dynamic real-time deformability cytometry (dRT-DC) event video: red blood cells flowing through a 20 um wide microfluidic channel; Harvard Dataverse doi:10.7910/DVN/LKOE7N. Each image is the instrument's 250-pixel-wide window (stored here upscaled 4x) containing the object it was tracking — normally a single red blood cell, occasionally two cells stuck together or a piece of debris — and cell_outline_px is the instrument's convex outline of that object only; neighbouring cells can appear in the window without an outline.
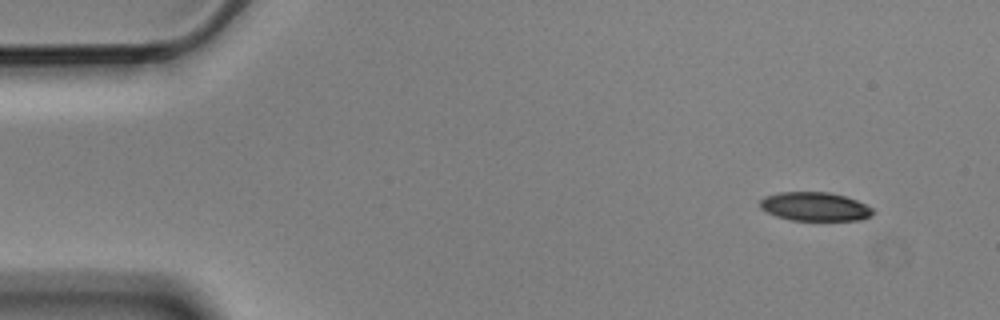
{"species": "Egyptian fruit bat (a non-hibernating species)", "species_latin": "Rousettus aegyptiacus", "temperature_condition": "cold", "stored_images_in_passage": 3, "camera_frame_rate_fps": 3000, "um_per_image_px": 0.085, "animal": {"sex": "male"}, "frame": {"image": 1, "passage_image": 1, "time_ms": 0.0, "image_size_px": [1000, 320], "cell_outline_px": [[876, 212], [872, 216], [860, 220], [792, 220], [776, 216], [760, 208], [760, 200], [764, 196], [780, 192], [828, 192], [844, 196], [856, 200], [872, 208]], "centroid_in_image_um": [69.27, 17.56], "position_along_channel_um": 15.7, "area_um2": 18.9}}
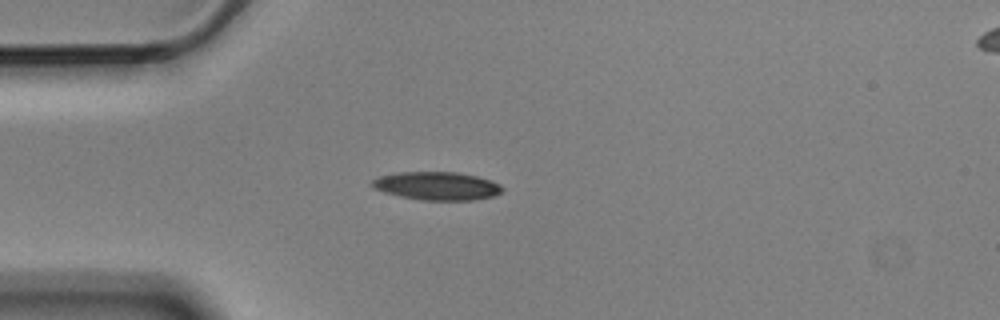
{"frame": {"image": 2, "passage_image": 3, "time_ms": 0.667, "image_size_px": [1000, 320], "cell_outline_px": [[504, 192], [496, 196], [472, 200], [420, 200], [400, 196], [384, 192], [372, 188], [368, 184], [372, 180], [380, 176], [396, 172], [456, 172], [476, 176], [492, 180], [500, 184], [504, 188]], "centroid_in_image_um": [37.15, 15.8], "position_along_channel_um": 47.8, "area_um2": 21.73}}